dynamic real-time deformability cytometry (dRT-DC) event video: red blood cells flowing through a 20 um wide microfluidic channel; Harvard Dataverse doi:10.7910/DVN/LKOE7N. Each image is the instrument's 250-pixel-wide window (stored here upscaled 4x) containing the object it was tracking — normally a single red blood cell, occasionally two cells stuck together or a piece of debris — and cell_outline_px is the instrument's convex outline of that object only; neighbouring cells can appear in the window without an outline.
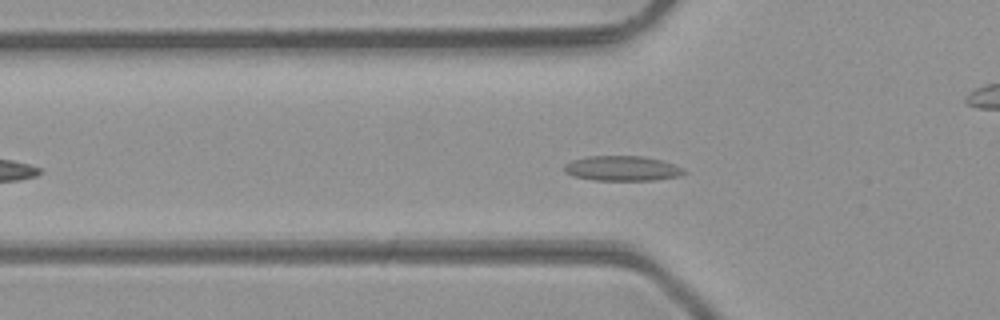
{"species": "common noctule bat (a hibernating species)", "species_latin": "Nyctalus noctula", "temperature_condition": "room temperature", "stored_images_in_passage": 39, "camera_frame_rate_fps": 3000, "um_per_image_px": 0.085, "animal": {"sex": "male", "body_mass_g": 23.1, "forearm_length_mm": 52.7}, "frame": {"image": 1, "passage_image": 10, "time_ms": 3.0, "image_size_px": [1000, 320], "cell_outline_px": [[688, 172], [680, 176], [656, 180], [592, 180], [572, 176], [564, 172], [564, 164], [572, 160], [588, 156], [644, 156], [676, 164], [684, 168]], "centroid_in_image_um": [52.91, 14.31], "position_along_channel_um": 72.9, "area_um2": 17.69}}
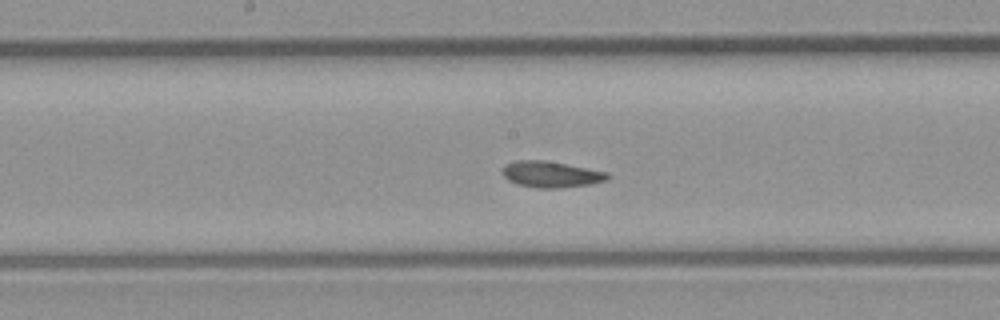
{"frame": {"image": 2, "passage_image": 19, "time_ms": 6.0, "image_size_px": [1000, 320], "cell_outline_px": [[612, 176], [608, 180], [592, 184], [560, 188], [536, 188], [516, 184], [508, 180], [504, 176], [504, 164], [516, 160], [544, 160], [608, 172]], "centroid_in_image_um": [46.87, 14.83], "position_along_channel_um": 201.3, "area_um2": 16.13}}
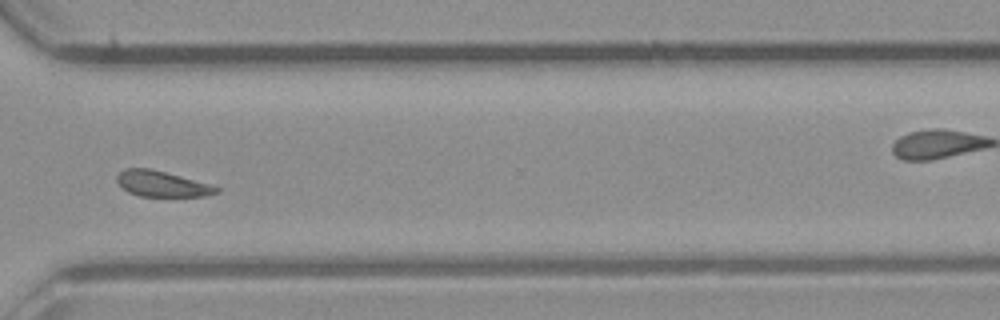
{"frame": {"image": 3, "passage_image": 30, "time_ms": 9.667, "image_size_px": [1000, 320], "cell_outline_px": [[220, 192], [204, 196], [140, 196], [128, 192], [116, 180], [116, 176], [124, 168], [152, 168], [208, 184], [220, 188]], "centroid_in_image_um": [13.74, 15.62], "position_along_channel_um": 356.9, "area_um2": 14.74}, "authors_computed_cell_mechanics": {"area_um2": 16.3574, "velocity_mm_per_s": 4.2532, "shape_relaxation_time_tau1_ms": null, "shape_relaxation_time_tau2_ms": 5.5767, "deformation_change_tau1": null, "deformation_change_tau2": 0.0878}}